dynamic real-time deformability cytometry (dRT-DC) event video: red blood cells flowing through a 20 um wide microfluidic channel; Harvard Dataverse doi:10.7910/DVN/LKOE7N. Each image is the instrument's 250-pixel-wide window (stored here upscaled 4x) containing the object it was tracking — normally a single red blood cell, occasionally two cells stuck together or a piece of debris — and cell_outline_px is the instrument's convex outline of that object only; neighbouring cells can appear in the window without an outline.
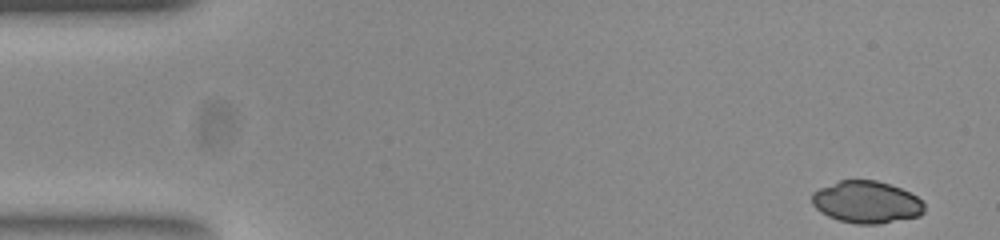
{"species": "common noctule bat (a hibernating species)", "species_latin": "Nyctalus noctula", "temperature_condition": "room temperature", "stored_images_in_passage": 51, "camera_frame_rate_fps": 3000, "um_per_image_px": 0.085, "animal": {"sex": "female", "body_mass_g": 23.0, "forearm_length_mm": 53.4}, "frame": {"image": 1, "passage_image": 1, "time_ms": 0.0, "image_size_px": [1000, 240], "cell_outline_px": [[924, 212], [920, 216], [876, 224], [856, 224], [840, 220], [828, 216], [820, 212], [812, 204], [812, 192], [820, 188], [840, 180], [876, 180], [900, 188], [916, 196], [924, 204]], "centroid_in_image_um": [73.64, 17.18], "position_along_channel_um": 11.4, "area_um2": 27.4}}
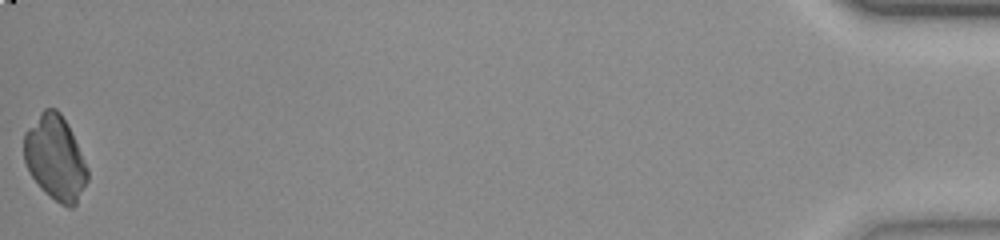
{"frame": {"image": 2, "passage_image": 51, "time_ms": 16.667, "image_size_px": [1000, 240], "cell_outline_px": [[88, 180], [76, 204], [72, 208], [68, 208], [60, 204], [40, 188], [32, 176], [24, 160], [24, 132], [40, 112], [44, 108], [56, 108], [60, 112], [68, 124], [72, 132], [88, 168]], "centroid_in_image_um": [4.7, 13.41], "position_along_channel_um": 430.5, "area_um2": 31.39}}